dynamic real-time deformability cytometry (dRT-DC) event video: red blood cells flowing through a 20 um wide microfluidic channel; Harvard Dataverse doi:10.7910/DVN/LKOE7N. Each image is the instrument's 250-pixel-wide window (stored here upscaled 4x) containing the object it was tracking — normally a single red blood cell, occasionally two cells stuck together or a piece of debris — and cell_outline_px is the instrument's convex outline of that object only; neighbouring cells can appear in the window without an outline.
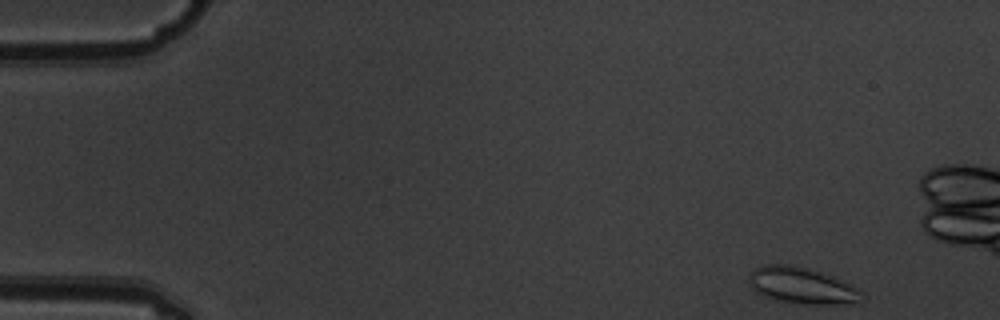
{"species": "common noctule bat (a hibernating species)", "species_latin": "Nyctalus noctula", "temperature_condition": "warm", "stored_images_in_passage": 6, "camera_frame_rate_fps": 3000, "um_per_image_px": 0.085, "animal": {"sex": "male", "body_mass_g": 19.5, "forearm_length_mm": 54.6}, "frame": {"image": 1, "passage_image": 1, "time_ms": 0.0, "image_size_px": [1000, 320], "cell_outline_px": [[860, 304], [800, 304], [776, 300], [764, 296], [756, 292], [752, 288], [748, 280], [748, 276], [760, 264], [788, 264], [820, 272], [832, 276], [860, 288]], "centroid_in_image_um": [68.15, 24.29], "position_along_channel_um": 16.9, "area_um2": 23.99}}